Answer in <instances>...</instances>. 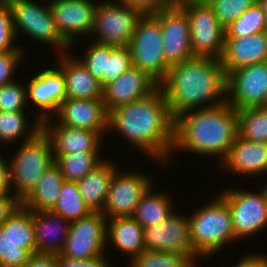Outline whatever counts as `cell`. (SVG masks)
Listing matches in <instances>:
<instances>
[{"instance_id":"cell-1","label":"cell","mask_w":267,"mask_h":267,"mask_svg":"<svg viewBox=\"0 0 267 267\" xmlns=\"http://www.w3.org/2000/svg\"><path fill=\"white\" fill-rule=\"evenodd\" d=\"M174 126L175 118L159 86L144 98L108 112V128H115L142 153L162 162L173 154Z\"/></svg>"},{"instance_id":"cell-2","label":"cell","mask_w":267,"mask_h":267,"mask_svg":"<svg viewBox=\"0 0 267 267\" xmlns=\"http://www.w3.org/2000/svg\"><path fill=\"white\" fill-rule=\"evenodd\" d=\"M159 87L174 118L188 110L226 101V73L217 58L195 56L172 65Z\"/></svg>"},{"instance_id":"cell-3","label":"cell","mask_w":267,"mask_h":267,"mask_svg":"<svg viewBox=\"0 0 267 267\" xmlns=\"http://www.w3.org/2000/svg\"><path fill=\"white\" fill-rule=\"evenodd\" d=\"M237 136V111L228 102L192 109L175 117L173 152L220 155L221 163Z\"/></svg>"},{"instance_id":"cell-4","label":"cell","mask_w":267,"mask_h":267,"mask_svg":"<svg viewBox=\"0 0 267 267\" xmlns=\"http://www.w3.org/2000/svg\"><path fill=\"white\" fill-rule=\"evenodd\" d=\"M218 196L188 217L193 248L201 257H211L226 243L236 239L231 210L226 201Z\"/></svg>"},{"instance_id":"cell-5","label":"cell","mask_w":267,"mask_h":267,"mask_svg":"<svg viewBox=\"0 0 267 267\" xmlns=\"http://www.w3.org/2000/svg\"><path fill=\"white\" fill-rule=\"evenodd\" d=\"M10 183L14 195L21 201L36 186L43 173L55 162L52 143L41 130L33 139L25 141L11 158Z\"/></svg>"},{"instance_id":"cell-6","label":"cell","mask_w":267,"mask_h":267,"mask_svg":"<svg viewBox=\"0 0 267 267\" xmlns=\"http://www.w3.org/2000/svg\"><path fill=\"white\" fill-rule=\"evenodd\" d=\"M134 68L146 72L158 84L170 66L163 55V38L159 21L152 15H142L128 45Z\"/></svg>"},{"instance_id":"cell-7","label":"cell","mask_w":267,"mask_h":267,"mask_svg":"<svg viewBox=\"0 0 267 267\" xmlns=\"http://www.w3.org/2000/svg\"><path fill=\"white\" fill-rule=\"evenodd\" d=\"M12 12L15 34L23 30L26 35L42 43L57 46L59 53L69 51L70 44L59 33L49 4L45 7L31 0H5Z\"/></svg>"},{"instance_id":"cell-8","label":"cell","mask_w":267,"mask_h":267,"mask_svg":"<svg viewBox=\"0 0 267 267\" xmlns=\"http://www.w3.org/2000/svg\"><path fill=\"white\" fill-rule=\"evenodd\" d=\"M189 18L191 50L194 56L220 59L225 42V28L208 3H177Z\"/></svg>"},{"instance_id":"cell-9","label":"cell","mask_w":267,"mask_h":267,"mask_svg":"<svg viewBox=\"0 0 267 267\" xmlns=\"http://www.w3.org/2000/svg\"><path fill=\"white\" fill-rule=\"evenodd\" d=\"M142 13L114 1L97 2L92 33L98 44L128 46Z\"/></svg>"},{"instance_id":"cell-10","label":"cell","mask_w":267,"mask_h":267,"mask_svg":"<svg viewBox=\"0 0 267 267\" xmlns=\"http://www.w3.org/2000/svg\"><path fill=\"white\" fill-rule=\"evenodd\" d=\"M226 102L237 110L267 103V61L226 73Z\"/></svg>"},{"instance_id":"cell-11","label":"cell","mask_w":267,"mask_h":267,"mask_svg":"<svg viewBox=\"0 0 267 267\" xmlns=\"http://www.w3.org/2000/svg\"><path fill=\"white\" fill-rule=\"evenodd\" d=\"M220 196L231 210L232 228L236 240L263 230L267 226V200L259 193L245 190H224Z\"/></svg>"},{"instance_id":"cell-12","label":"cell","mask_w":267,"mask_h":267,"mask_svg":"<svg viewBox=\"0 0 267 267\" xmlns=\"http://www.w3.org/2000/svg\"><path fill=\"white\" fill-rule=\"evenodd\" d=\"M107 218L102 212H92L90 215L71 221L69 234L60 253L63 256L87 259L105 255L107 244Z\"/></svg>"},{"instance_id":"cell-13","label":"cell","mask_w":267,"mask_h":267,"mask_svg":"<svg viewBox=\"0 0 267 267\" xmlns=\"http://www.w3.org/2000/svg\"><path fill=\"white\" fill-rule=\"evenodd\" d=\"M160 23L165 62L175 65L194 58L191 50V33L186 12L175 3L173 6L152 14Z\"/></svg>"},{"instance_id":"cell-14","label":"cell","mask_w":267,"mask_h":267,"mask_svg":"<svg viewBox=\"0 0 267 267\" xmlns=\"http://www.w3.org/2000/svg\"><path fill=\"white\" fill-rule=\"evenodd\" d=\"M116 171L110 182L102 214L107 218L132 217L146 191L152 187L149 176L140 173Z\"/></svg>"},{"instance_id":"cell-15","label":"cell","mask_w":267,"mask_h":267,"mask_svg":"<svg viewBox=\"0 0 267 267\" xmlns=\"http://www.w3.org/2000/svg\"><path fill=\"white\" fill-rule=\"evenodd\" d=\"M144 237L145 250L183 253L194 263L201 257L193 248L188 216L179 215L175 211L161 224L145 228Z\"/></svg>"},{"instance_id":"cell-16","label":"cell","mask_w":267,"mask_h":267,"mask_svg":"<svg viewBox=\"0 0 267 267\" xmlns=\"http://www.w3.org/2000/svg\"><path fill=\"white\" fill-rule=\"evenodd\" d=\"M96 7L97 2L91 0H52L49 3L56 27L71 47L78 34L92 33Z\"/></svg>"},{"instance_id":"cell-17","label":"cell","mask_w":267,"mask_h":267,"mask_svg":"<svg viewBox=\"0 0 267 267\" xmlns=\"http://www.w3.org/2000/svg\"><path fill=\"white\" fill-rule=\"evenodd\" d=\"M27 100L41 111L38 119H49L57 113L60 104L67 98L65 78L60 69H45L36 74L27 85Z\"/></svg>"},{"instance_id":"cell-18","label":"cell","mask_w":267,"mask_h":267,"mask_svg":"<svg viewBox=\"0 0 267 267\" xmlns=\"http://www.w3.org/2000/svg\"><path fill=\"white\" fill-rule=\"evenodd\" d=\"M55 115L60 125L97 131L101 136L108 129V112L102 99L66 98Z\"/></svg>"},{"instance_id":"cell-19","label":"cell","mask_w":267,"mask_h":267,"mask_svg":"<svg viewBox=\"0 0 267 267\" xmlns=\"http://www.w3.org/2000/svg\"><path fill=\"white\" fill-rule=\"evenodd\" d=\"M159 84L146 72L132 67L103 87L102 100L107 112L152 93Z\"/></svg>"},{"instance_id":"cell-20","label":"cell","mask_w":267,"mask_h":267,"mask_svg":"<svg viewBox=\"0 0 267 267\" xmlns=\"http://www.w3.org/2000/svg\"><path fill=\"white\" fill-rule=\"evenodd\" d=\"M266 61L267 31L246 37L225 38L220 58L225 73Z\"/></svg>"},{"instance_id":"cell-21","label":"cell","mask_w":267,"mask_h":267,"mask_svg":"<svg viewBox=\"0 0 267 267\" xmlns=\"http://www.w3.org/2000/svg\"><path fill=\"white\" fill-rule=\"evenodd\" d=\"M49 120L42 122V130L52 143L53 154L100 151L102 136L97 131L68 127L59 123L55 127Z\"/></svg>"},{"instance_id":"cell-22","label":"cell","mask_w":267,"mask_h":267,"mask_svg":"<svg viewBox=\"0 0 267 267\" xmlns=\"http://www.w3.org/2000/svg\"><path fill=\"white\" fill-rule=\"evenodd\" d=\"M220 164L238 175L257 176L267 173V143L254 142L237 136Z\"/></svg>"},{"instance_id":"cell-23","label":"cell","mask_w":267,"mask_h":267,"mask_svg":"<svg viewBox=\"0 0 267 267\" xmlns=\"http://www.w3.org/2000/svg\"><path fill=\"white\" fill-rule=\"evenodd\" d=\"M59 55L60 63L57 69L59 68L64 75L67 98L102 99L103 87L100 81L81 61L69 52Z\"/></svg>"},{"instance_id":"cell-24","label":"cell","mask_w":267,"mask_h":267,"mask_svg":"<svg viewBox=\"0 0 267 267\" xmlns=\"http://www.w3.org/2000/svg\"><path fill=\"white\" fill-rule=\"evenodd\" d=\"M32 223L34 227L37 253L60 254L69 234L71 222L51 210H43L32 211ZM58 234L61 236L59 239L62 241L60 240L57 242L59 239H55Z\"/></svg>"},{"instance_id":"cell-25","label":"cell","mask_w":267,"mask_h":267,"mask_svg":"<svg viewBox=\"0 0 267 267\" xmlns=\"http://www.w3.org/2000/svg\"><path fill=\"white\" fill-rule=\"evenodd\" d=\"M117 170L119 169L113 162L104 160L76 182L82 199L93 212L103 211L111 179Z\"/></svg>"},{"instance_id":"cell-26","label":"cell","mask_w":267,"mask_h":267,"mask_svg":"<svg viewBox=\"0 0 267 267\" xmlns=\"http://www.w3.org/2000/svg\"><path fill=\"white\" fill-rule=\"evenodd\" d=\"M107 223L106 240L129 254L130 260L145 250L144 228L132 217L109 218Z\"/></svg>"},{"instance_id":"cell-27","label":"cell","mask_w":267,"mask_h":267,"mask_svg":"<svg viewBox=\"0 0 267 267\" xmlns=\"http://www.w3.org/2000/svg\"><path fill=\"white\" fill-rule=\"evenodd\" d=\"M64 182L61 170L54 162L21 201L22 205L31 211L51 210L58 200Z\"/></svg>"},{"instance_id":"cell-28","label":"cell","mask_w":267,"mask_h":267,"mask_svg":"<svg viewBox=\"0 0 267 267\" xmlns=\"http://www.w3.org/2000/svg\"><path fill=\"white\" fill-rule=\"evenodd\" d=\"M151 188L142 196L132 215L144 229L161 224L174 214L169 196L153 194Z\"/></svg>"},{"instance_id":"cell-29","label":"cell","mask_w":267,"mask_h":267,"mask_svg":"<svg viewBox=\"0 0 267 267\" xmlns=\"http://www.w3.org/2000/svg\"><path fill=\"white\" fill-rule=\"evenodd\" d=\"M1 228L10 234L19 248H24L31 254L37 253L31 210L21 204Z\"/></svg>"},{"instance_id":"cell-30","label":"cell","mask_w":267,"mask_h":267,"mask_svg":"<svg viewBox=\"0 0 267 267\" xmlns=\"http://www.w3.org/2000/svg\"><path fill=\"white\" fill-rule=\"evenodd\" d=\"M99 152H78L69 154H53L55 163L66 181L77 182L88 172L94 170L103 161Z\"/></svg>"},{"instance_id":"cell-31","label":"cell","mask_w":267,"mask_h":267,"mask_svg":"<svg viewBox=\"0 0 267 267\" xmlns=\"http://www.w3.org/2000/svg\"><path fill=\"white\" fill-rule=\"evenodd\" d=\"M51 211L70 222L86 217L93 212L82 199L77 183L66 180Z\"/></svg>"},{"instance_id":"cell-32","label":"cell","mask_w":267,"mask_h":267,"mask_svg":"<svg viewBox=\"0 0 267 267\" xmlns=\"http://www.w3.org/2000/svg\"><path fill=\"white\" fill-rule=\"evenodd\" d=\"M238 136L254 142L267 143V107L237 110Z\"/></svg>"},{"instance_id":"cell-33","label":"cell","mask_w":267,"mask_h":267,"mask_svg":"<svg viewBox=\"0 0 267 267\" xmlns=\"http://www.w3.org/2000/svg\"><path fill=\"white\" fill-rule=\"evenodd\" d=\"M36 121V124L31 126L33 128L27 131L28 122L24 111H0V141L12 143L24 134L26 137L23 142L33 139L42 130V122L38 118Z\"/></svg>"},{"instance_id":"cell-34","label":"cell","mask_w":267,"mask_h":267,"mask_svg":"<svg viewBox=\"0 0 267 267\" xmlns=\"http://www.w3.org/2000/svg\"><path fill=\"white\" fill-rule=\"evenodd\" d=\"M267 31V20L262 6L257 2L225 28V38L246 37Z\"/></svg>"},{"instance_id":"cell-35","label":"cell","mask_w":267,"mask_h":267,"mask_svg":"<svg viewBox=\"0 0 267 267\" xmlns=\"http://www.w3.org/2000/svg\"><path fill=\"white\" fill-rule=\"evenodd\" d=\"M194 262L183 253L144 250L129 267H190Z\"/></svg>"},{"instance_id":"cell-36","label":"cell","mask_w":267,"mask_h":267,"mask_svg":"<svg viewBox=\"0 0 267 267\" xmlns=\"http://www.w3.org/2000/svg\"><path fill=\"white\" fill-rule=\"evenodd\" d=\"M257 2L258 0H210L208 4L219 23L226 28Z\"/></svg>"},{"instance_id":"cell-37","label":"cell","mask_w":267,"mask_h":267,"mask_svg":"<svg viewBox=\"0 0 267 267\" xmlns=\"http://www.w3.org/2000/svg\"><path fill=\"white\" fill-rule=\"evenodd\" d=\"M88 47L84 57L79 60L100 81L101 86L104 87V74H107V58L111 54V45L93 42Z\"/></svg>"},{"instance_id":"cell-38","label":"cell","mask_w":267,"mask_h":267,"mask_svg":"<svg viewBox=\"0 0 267 267\" xmlns=\"http://www.w3.org/2000/svg\"><path fill=\"white\" fill-rule=\"evenodd\" d=\"M31 255L0 227V267H25Z\"/></svg>"},{"instance_id":"cell-39","label":"cell","mask_w":267,"mask_h":267,"mask_svg":"<svg viewBox=\"0 0 267 267\" xmlns=\"http://www.w3.org/2000/svg\"><path fill=\"white\" fill-rule=\"evenodd\" d=\"M133 67L131 52L128 46H112L107 58V74H104V86L115 81L122 73Z\"/></svg>"},{"instance_id":"cell-40","label":"cell","mask_w":267,"mask_h":267,"mask_svg":"<svg viewBox=\"0 0 267 267\" xmlns=\"http://www.w3.org/2000/svg\"><path fill=\"white\" fill-rule=\"evenodd\" d=\"M19 82H11L0 87V111H24L27 103V89Z\"/></svg>"},{"instance_id":"cell-41","label":"cell","mask_w":267,"mask_h":267,"mask_svg":"<svg viewBox=\"0 0 267 267\" xmlns=\"http://www.w3.org/2000/svg\"><path fill=\"white\" fill-rule=\"evenodd\" d=\"M17 39L12 20V12L5 0H0V52L22 50L12 43Z\"/></svg>"},{"instance_id":"cell-42","label":"cell","mask_w":267,"mask_h":267,"mask_svg":"<svg viewBox=\"0 0 267 267\" xmlns=\"http://www.w3.org/2000/svg\"><path fill=\"white\" fill-rule=\"evenodd\" d=\"M24 52L22 50H8L0 52V87L11 83L18 63L22 60Z\"/></svg>"},{"instance_id":"cell-43","label":"cell","mask_w":267,"mask_h":267,"mask_svg":"<svg viewBox=\"0 0 267 267\" xmlns=\"http://www.w3.org/2000/svg\"><path fill=\"white\" fill-rule=\"evenodd\" d=\"M115 3L122 4L129 8L140 11L143 15L158 13L163 9L169 8L176 3V0H113Z\"/></svg>"},{"instance_id":"cell-44","label":"cell","mask_w":267,"mask_h":267,"mask_svg":"<svg viewBox=\"0 0 267 267\" xmlns=\"http://www.w3.org/2000/svg\"><path fill=\"white\" fill-rule=\"evenodd\" d=\"M56 261L57 267H110L105 255L87 259H76L57 254Z\"/></svg>"},{"instance_id":"cell-45","label":"cell","mask_w":267,"mask_h":267,"mask_svg":"<svg viewBox=\"0 0 267 267\" xmlns=\"http://www.w3.org/2000/svg\"><path fill=\"white\" fill-rule=\"evenodd\" d=\"M21 200L15 195H0V227L10 218L21 205Z\"/></svg>"},{"instance_id":"cell-46","label":"cell","mask_w":267,"mask_h":267,"mask_svg":"<svg viewBox=\"0 0 267 267\" xmlns=\"http://www.w3.org/2000/svg\"><path fill=\"white\" fill-rule=\"evenodd\" d=\"M25 267H57L56 255L44 253L32 254Z\"/></svg>"},{"instance_id":"cell-47","label":"cell","mask_w":267,"mask_h":267,"mask_svg":"<svg viewBox=\"0 0 267 267\" xmlns=\"http://www.w3.org/2000/svg\"><path fill=\"white\" fill-rule=\"evenodd\" d=\"M8 165L7 161L0 157V195H10L12 192Z\"/></svg>"},{"instance_id":"cell-48","label":"cell","mask_w":267,"mask_h":267,"mask_svg":"<svg viewBox=\"0 0 267 267\" xmlns=\"http://www.w3.org/2000/svg\"><path fill=\"white\" fill-rule=\"evenodd\" d=\"M234 267H267V255L248 254Z\"/></svg>"},{"instance_id":"cell-49","label":"cell","mask_w":267,"mask_h":267,"mask_svg":"<svg viewBox=\"0 0 267 267\" xmlns=\"http://www.w3.org/2000/svg\"><path fill=\"white\" fill-rule=\"evenodd\" d=\"M210 0H176V3H208Z\"/></svg>"},{"instance_id":"cell-50","label":"cell","mask_w":267,"mask_h":267,"mask_svg":"<svg viewBox=\"0 0 267 267\" xmlns=\"http://www.w3.org/2000/svg\"><path fill=\"white\" fill-rule=\"evenodd\" d=\"M258 2L260 3V5L263 8L266 20H267V0H258Z\"/></svg>"},{"instance_id":"cell-51","label":"cell","mask_w":267,"mask_h":267,"mask_svg":"<svg viewBox=\"0 0 267 267\" xmlns=\"http://www.w3.org/2000/svg\"><path fill=\"white\" fill-rule=\"evenodd\" d=\"M263 192L266 196V200H267V184H265L264 188H263Z\"/></svg>"},{"instance_id":"cell-52","label":"cell","mask_w":267,"mask_h":267,"mask_svg":"<svg viewBox=\"0 0 267 267\" xmlns=\"http://www.w3.org/2000/svg\"><path fill=\"white\" fill-rule=\"evenodd\" d=\"M190 267H198V265H196L195 263L192 264Z\"/></svg>"}]
</instances>
